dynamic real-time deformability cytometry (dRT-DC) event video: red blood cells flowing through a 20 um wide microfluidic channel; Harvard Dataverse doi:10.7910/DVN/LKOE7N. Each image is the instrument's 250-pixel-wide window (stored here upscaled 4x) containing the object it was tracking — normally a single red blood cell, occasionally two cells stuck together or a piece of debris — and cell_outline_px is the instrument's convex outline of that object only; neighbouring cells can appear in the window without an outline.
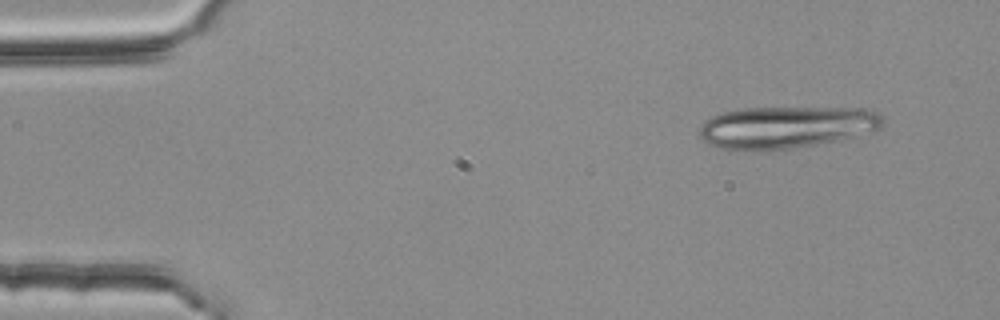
{"species": "common noctule bat (a hibernating species)", "species_latin": "Nyctalus noctula", "temperature_condition": "room temperature", "stored_images_in_passage": 3, "camera_frame_rate_fps": 3000, "um_per_image_px": 0.085, "animal": {"sex": "female", "body_mass_g": 25.1}, "frame": {"image": 1, "passage_image": 1, "time_ms": 0.0, "image_size_px": [1000, 320], "cell_outline_px": [[884, 124], [880, 128], [856, 136], [836, 140], [792, 148], [716, 148], [708, 144], [700, 136], [700, 128], [704, 120], [712, 116], [724, 112], [744, 108], [868, 108], [880, 112], [884, 116]], "centroid_in_image_um": [66.9, 10.77], "position_along_channel_um": 18.1, "area_um2": 44.27}}